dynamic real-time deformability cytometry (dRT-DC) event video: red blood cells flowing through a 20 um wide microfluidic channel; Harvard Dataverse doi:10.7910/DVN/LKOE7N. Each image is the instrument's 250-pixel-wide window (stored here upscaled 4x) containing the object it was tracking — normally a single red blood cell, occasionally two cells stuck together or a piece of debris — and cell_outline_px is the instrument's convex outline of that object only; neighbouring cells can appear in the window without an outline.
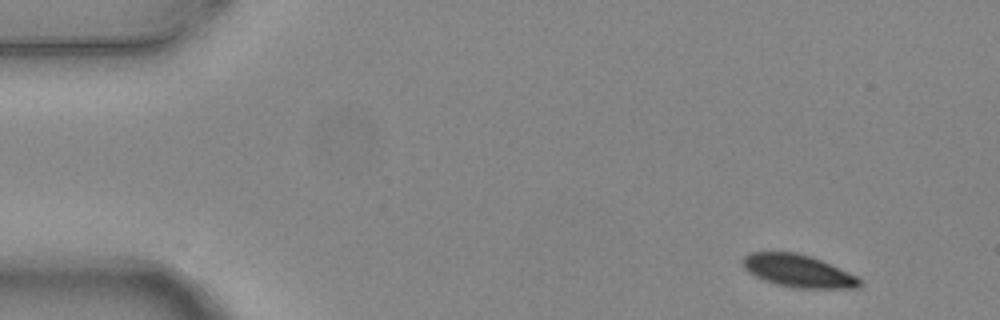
{"species": "common noctule bat (a hibernating species)", "species_latin": "Nyctalus noctula", "temperature_condition": "warm", "stored_images_in_passage": 4, "camera_frame_rate_fps": 3000, "um_per_image_px": 0.085, "animal": {"sex": "female", "body_mass_g": 24.6, "forearm_length_mm": 56.2}, "frame": {"image": 1, "passage_image": 1, "time_ms": 0.0, "image_size_px": [1000, 320], "cell_outline_px": [[864, 284], [860, 288], [792, 288], [776, 284], [764, 280], [748, 272], [744, 268], [740, 260], [744, 256], [752, 252], [796, 252], [820, 260], [856, 276]], "centroid_in_image_um": [67.81, 23.04], "position_along_channel_um": 17.2, "area_um2": 22.08}}
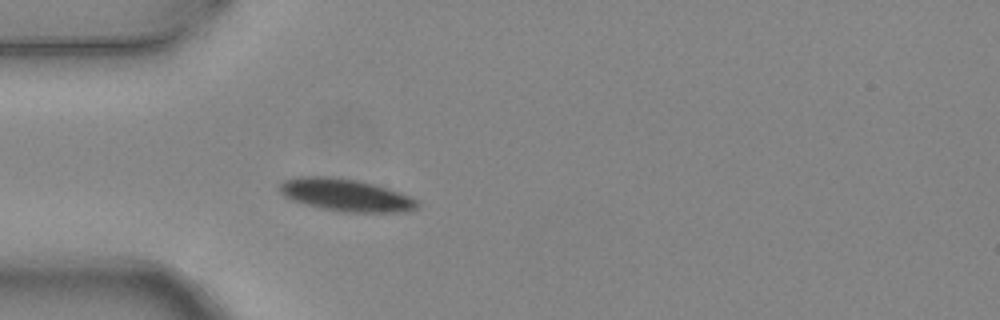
{"frame": {"image": 2, "passage_image": 4, "time_ms": 1.0, "image_size_px": [1000, 320], "cell_outline_px": [[420, 204], [416, 208], [400, 212], [340, 212], [320, 208], [304, 204], [292, 200], [284, 196], [280, 192], [280, 184], [284, 180], [296, 176], [328, 176], [356, 180], [388, 188], [400, 192], [416, 200]], "centroid_in_image_um": [29.35, 16.58], "position_along_channel_um": 55.7, "area_um2": 25.95}}